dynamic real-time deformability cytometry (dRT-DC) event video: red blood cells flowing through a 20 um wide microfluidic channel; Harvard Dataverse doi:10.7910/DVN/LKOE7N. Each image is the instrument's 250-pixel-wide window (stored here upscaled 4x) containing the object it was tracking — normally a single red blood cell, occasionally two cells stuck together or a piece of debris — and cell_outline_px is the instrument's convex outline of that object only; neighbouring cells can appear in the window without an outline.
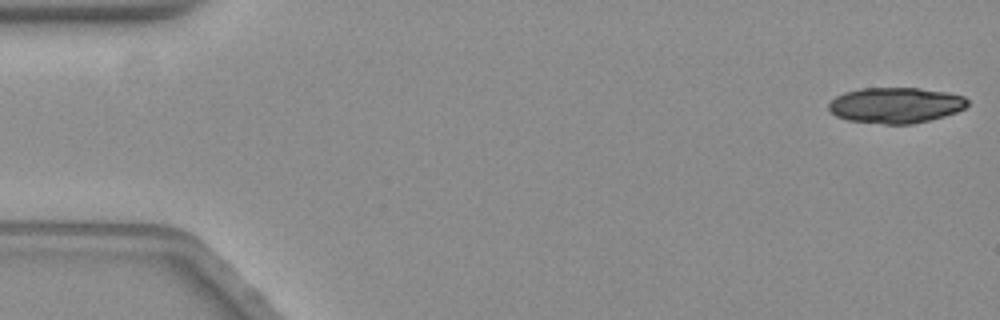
{"species": "common noctule bat (a hibernating species)", "species_latin": "Nyctalus noctula", "temperature_condition": "warm", "stored_images_in_passage": 57, "camera_frame_rate_fps": 3000, "um_per_image_px": 0.085, "animal": {"sex": "female", "body_mass_g": 19.3, "forearm_length_mm": 54.1}, "frame": {"image": 1, "passage_image": 1, "time_ms": 0.0, "image_size_px": [1000, 320], "cell_outline_px": [[968, 104], [964, 108], [956, 112], [944, 116], [912, 124], [884, 124], [848, 120], [836, 116], [828, 108], [828, 104], [836, 96], [844, 92], [860, 88], [920, 88], [948, 92], [964, 96], [968, 100]], "centroid_in_image_um": [76.13, 8.93], "position_along_channel_um": 8.9, "area_um2": 28.9}, "authors_computed_cell_mechanics": {"area_um2": 16.5886, "velocity_mm_per_s": 3.5218, "shape_relaxation_time_tau1_ms": 7.6609, "shape_relaxation_time_tau2_ms": null, "deformation_change_tau1": 0.1332, "deformation_change_tau2": null}}